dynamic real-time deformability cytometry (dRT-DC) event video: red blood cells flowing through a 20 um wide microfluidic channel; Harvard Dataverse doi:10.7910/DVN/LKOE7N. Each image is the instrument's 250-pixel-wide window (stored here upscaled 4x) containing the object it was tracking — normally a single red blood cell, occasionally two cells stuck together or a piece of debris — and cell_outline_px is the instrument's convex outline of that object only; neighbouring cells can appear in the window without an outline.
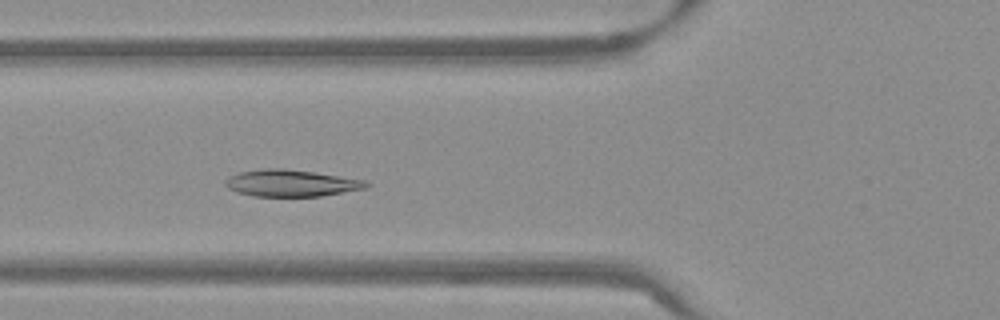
{"species": "Egyptian fruit bat (a non-hibernating species)", "species_latin": "Rousettus aegyptiacus", "temperature_condition": "warm", "stored_images_in_passage": 50, "camera_frame_rate_fps": 3000, "um_per_image_px": 0.085, "frame": {"image": 1, "passage_image": 17, "time_ms": 5.333, "image_size_px": [1000, 320], "cell_outline_px": [[372, 184], [364, 188], [320, 196], [252, 196], [236, 192], [228, 188], [224, 184], [224, 180], [228, 176], [240, 172], [264, 168], [284, 168], [312, 172], [364, 180]], "centroid_in_image_um": [24.67, 15.56], "position_along_channel_um": 101.1, "area_um2": 21.85}}
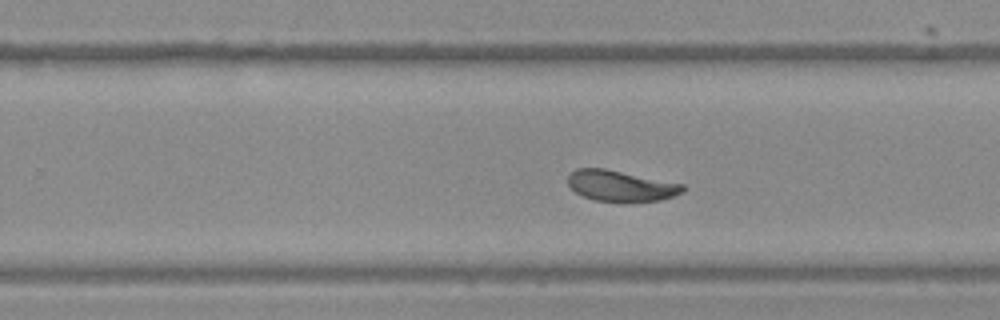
{"frame": {"image": 2, "passage_image": 31, "time_ms": 10.0, "image_size_px": [1000, 320], "cell_outline_px": [[684, 192], [660, 200], [628, 204], [596, 200], [584, 196], [576, 192], [568, 184], [568, 176], [576, 168], [604, 168], [684, 184]], "centroid_in_image_um": [52.79, 15.82], "position_along_channel_um": 277.0, "area_um2": 20.98}}
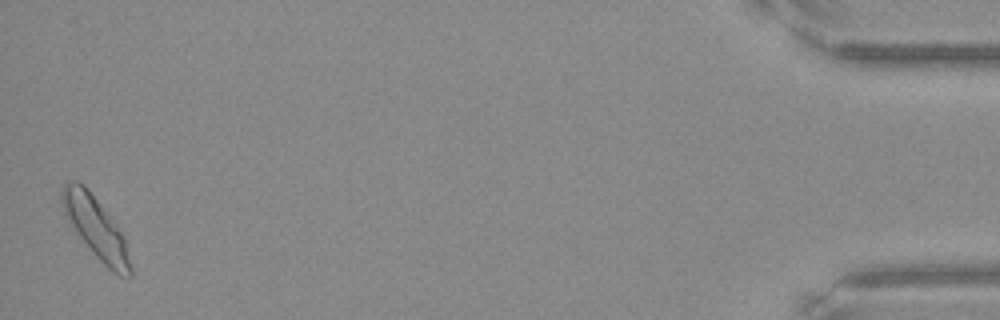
{"frame": {"image": 3, "passage_image": 50, "time_ms": 16.333, "image_size_px": [1000, 320], "cell_outline_px": [[132, 276], [120, 276], [112, 272], [96, 256], [64, 216], [60, 204], [60, 192], [64, 184], [68, 180], [76, 180], [84, 184], [88, 188], [124, 236], [132, 268]], "centroid_in_image_um": [8.11, 19.31], "position_along_channel_um": 427.1, "area_um2": 24.22}, "authors_computed_cell_mechanics": {"area_um2": 21.9351, "velocity_mm_per_s": 3.7678, "shape_relaxation_time_tau1_ms": 3.4608, "shape_relaxation_time_tau2_ms": 0.9593, "deformation_change_tau1": 0.1217, "deformation_change_tau2": 0.0364}}